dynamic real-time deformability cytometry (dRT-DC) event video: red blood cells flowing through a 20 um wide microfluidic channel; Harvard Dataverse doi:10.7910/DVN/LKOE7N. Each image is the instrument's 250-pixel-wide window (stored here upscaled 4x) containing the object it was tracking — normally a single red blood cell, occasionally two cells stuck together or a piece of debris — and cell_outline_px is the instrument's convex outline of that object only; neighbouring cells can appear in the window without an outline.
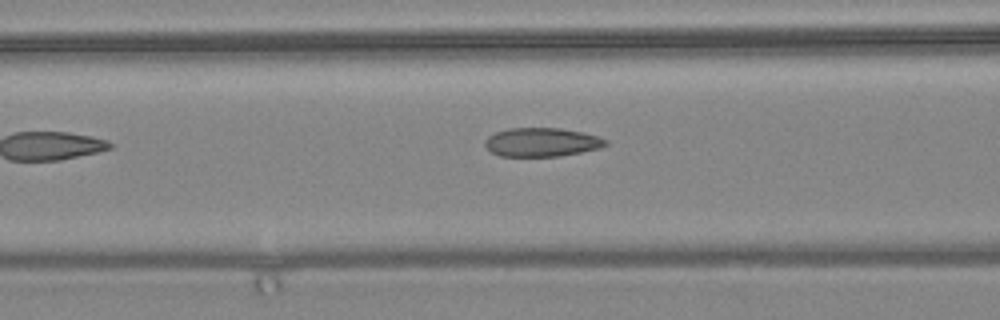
{"species": "common noctule bat (a hibernating species)", "species_latin": "Nyctalus noctula", "temperature_condition": "warm", "stored_images_in_passage": 10, "camera_frame_rate_fps": 3000, "um_per_image_px": 0.085, "animal": {"sex": "female", "body_mass_g": 24.6, "forearm_length_mm": 56.2}, "frame": {"image": 1, "passage_image": 5, "time_ms": 1.333, "image_size_px": [1000, 320], "cell_outline_px": [[608, 144], [600, 148], [560, 156], [500, 156], [492, 152], [484, 144], [484, 140], [488, 136], [496, 132], [508, 128], [560, 128], [580, 132], [596, 136], [608, 140]], "centroid_in_image_um": [46.03, 12.08], "position_along_channel_um": 120.6, "area_um2": 20.11}}
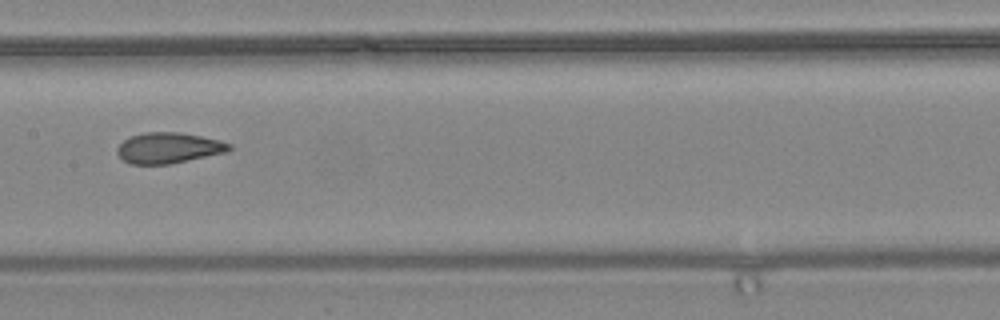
{"frame": {"image": 2, "passage_image": 7, "time_ms": 2.0, "image_size_px": [1000, 320], "cell_outline_px": [[232, 148], [228, 152], [168, 164], [128, 164], [116, 152], [116, 148], [124, 140], [132, 136], [144, 132], [180, 132], [220, 140], [232, 144]], "centroid_in_image_um": [14.34, 12.57], "position_along_channel_um": 193.1, "area_um2": 20.06}}
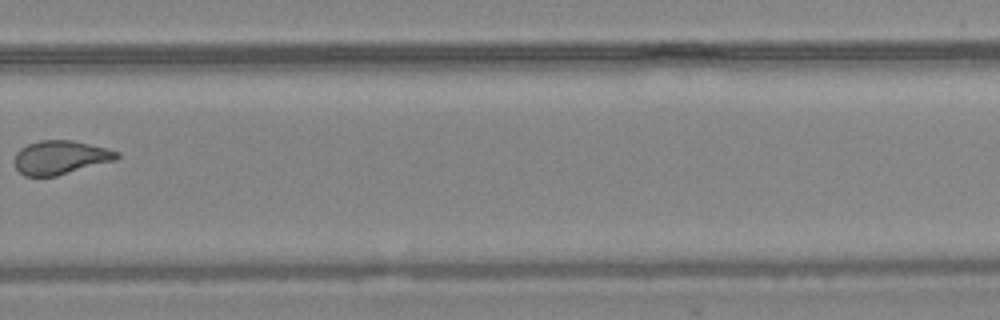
{"frame": {"image": 3, "passage_image": 10, "time_ms": 3.0, "image_size_px": [1000, 320], "cell_outline_px": [[120, 156], [116, 160], [56, 176], [24, 176], [16, 168], [16, 152], [20, 148], [28, 144], [40, 140], [72, 140], [120, 152]], "centroid_in_image_um": [5.14, 13.38], "position_along_channel_um": 324.7, "area_um2": 19.94}}